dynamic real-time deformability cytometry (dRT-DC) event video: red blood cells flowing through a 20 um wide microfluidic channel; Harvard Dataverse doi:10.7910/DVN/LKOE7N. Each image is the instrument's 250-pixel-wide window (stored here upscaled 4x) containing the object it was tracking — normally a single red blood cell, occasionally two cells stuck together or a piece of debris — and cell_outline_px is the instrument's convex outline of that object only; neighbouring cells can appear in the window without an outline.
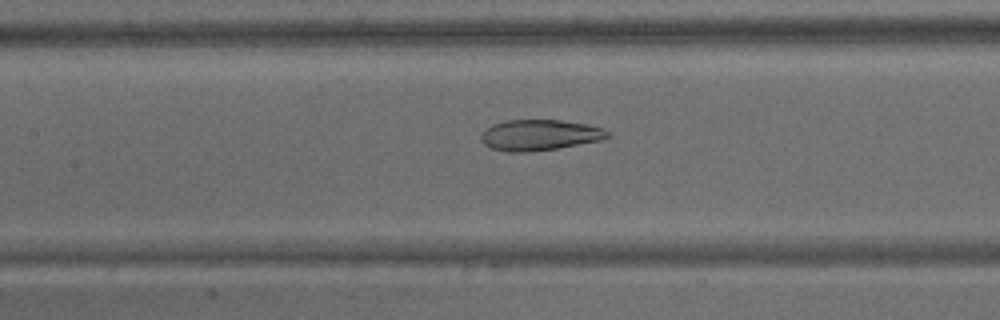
{"species": "common noctule bat (a hibernating species)", "species_latin": "Nyctalus noctula", "temperature_condition": "warm", "stored_images_in_passage": 64, "camera_frame_rate_fps": 3000, "um_per_image_px": 0.085, "animal": {"sex": "male", "body_mass_g": 15.6}, "frame": {"image": 1, "passage_image": 28, "time_ms": 9.0, "image_size_px": [1000, 320], "cell_outline_px": [[612, 136], [604, 140], [556, 148], [528, 152], [508, 152], [492, 148], [484, 144], [480, 136], [492, 124], [504, 120], [560, 120], [588, 124], [604, 128]], "centroid_in_image_um": [45.92, 11.47], "position_along_channel_um": 161.5, "area_um2": 22.77}}
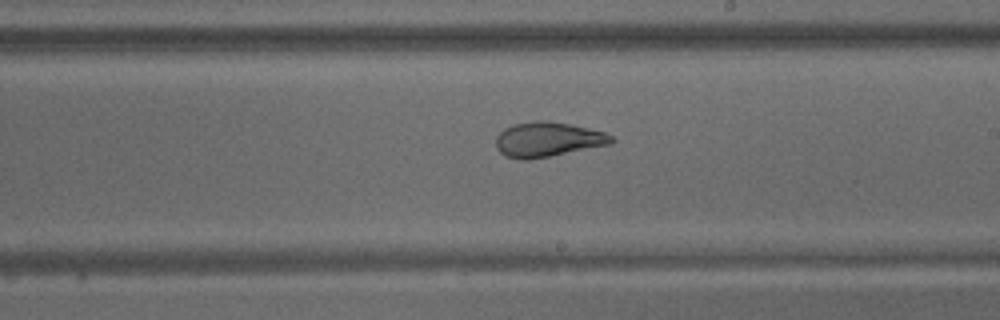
{"frame": {"image": 2, "passage_image": 36, "time_ms": 11.667, "image_size_px": [1000, 320], "cell_outline_px": [[616, 140], [608, 144], [528, 160], [524, 160], [508, 156], [500, 152], [496, 148], [496, 136], [504, 128], [512, 124], [540, 120], [548, 120], [572, 124], [604, 132], [612, 136]], "centroid_in_image_um": [46.53, 11.83], "position_along_channel_um": 242.5, "area_um2": 23.18}}
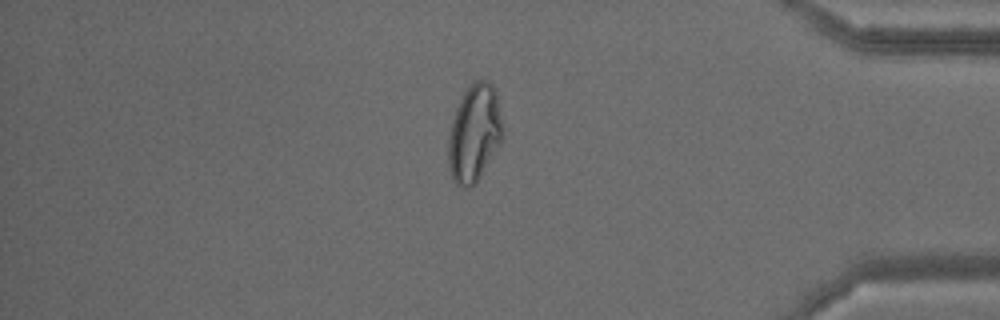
{"frame": {"image": 3, "passage_image": 54, "time_ms": 17.667, "image_size_px": [1000, 320], "cell_outline_px": [[504, 136], [476, 184], [472, 188], [460, 188], [452, 180], [448, 164], [448, 136], [452, 120], [456, 108], [464, 92], [476, 80], [488, 80], [496, 88]], "centroid_in_image_um": [40.31, 11.36], "position_along_channel_um": 394.9, "area_um2": 31.15}, "authors_computed_cell_mechanics": {"area_um2": 29.4491, "velocity_mm_per_s": 3.0488, "shape_relaxation_time_tau1_ms": null, "shape_relaxation_time_tau2_ms": 1.9753, "deformation_change_tau1": null, "deformation_change_tau2": 0.0766}}